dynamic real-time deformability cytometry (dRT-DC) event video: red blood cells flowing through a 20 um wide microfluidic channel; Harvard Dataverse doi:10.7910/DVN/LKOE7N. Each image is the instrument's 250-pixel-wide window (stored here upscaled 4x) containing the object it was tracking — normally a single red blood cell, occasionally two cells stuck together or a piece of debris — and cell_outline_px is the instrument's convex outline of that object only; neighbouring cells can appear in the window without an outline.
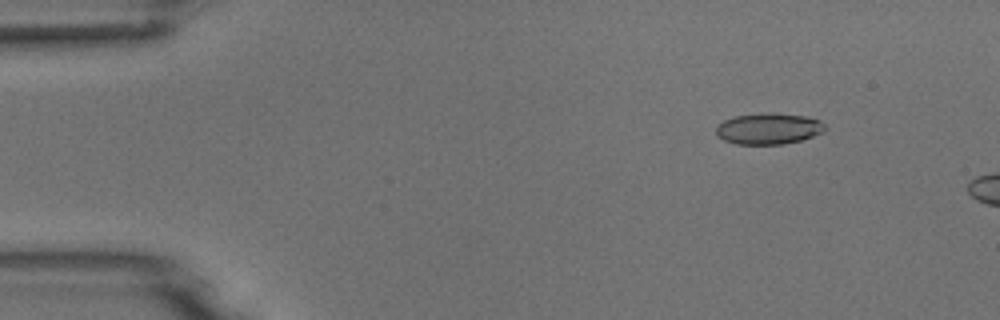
{"species": "common noctule bat (a hibernating species)", "species_latin": "Nyctalus noctula", "temperature_condition": "room temperature", "stored_images_in_passage": 5, "camera_frame_rate_fps": 3000, "um_per_image_px": 0.085, "animal": {"sex": "male", "body_mass_g": 18.8}, "frame": {"image": 1, "passage_image": 2, "time_ms": 1.333, "image_size_px": [1000, 320], "cell_outline_px": [[828, 128], [824, 132], [800, 140], [784, 144], [736, 144], [724, 140], [716, 136], [716, 124], [732, 116], [772, 112], [804, 116], [820, 120]], "centroid_in_image_um": [65.31, 10.93], "position_along_channel_um": 19.7, "area_um2": 20.0}}